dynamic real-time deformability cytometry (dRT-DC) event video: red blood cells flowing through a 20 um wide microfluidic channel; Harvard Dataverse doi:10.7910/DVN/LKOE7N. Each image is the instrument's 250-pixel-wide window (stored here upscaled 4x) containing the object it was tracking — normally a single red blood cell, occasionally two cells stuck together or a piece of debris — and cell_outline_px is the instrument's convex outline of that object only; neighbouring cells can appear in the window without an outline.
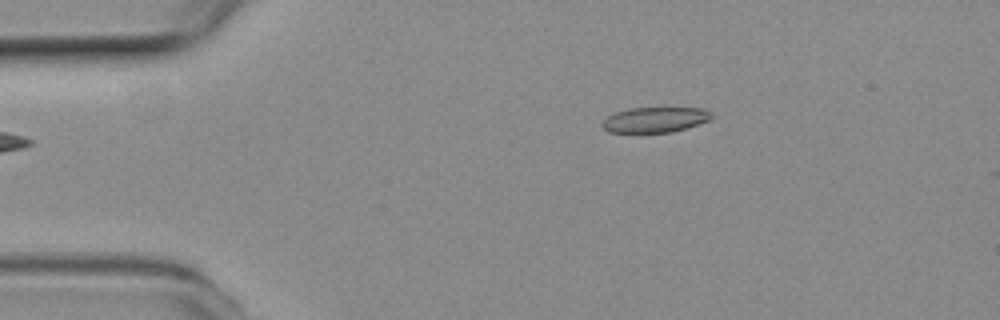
{"species": "common noctule bat (a hibernating species)", "species_latin": "Nyctalus noctula", "temperature_condition": "room temperature", "stored_images_in_passage": 2, "camera_frame_rate_fps": 3000, "um_per_image_px": 0.085, "animal": {"sex": "female", "body_mass_g": 19.3, "forearm_length_mm": 54.1}, "frame": {"image": 1, "passage_image": 2, "time_ms": 0.333, "image_size_px": [1000, 320], "cell_outline_px": [[712, 116], [708, 120], [672, 132], [608, 132], [600, 124], [608, 116], [616, 112], [632, 108], [704, 108], [712, 112]], "centroid_in_image_um": [55.66, 10.17], "position_along_channel_um": 29.3, "area_um2": 15.84}}